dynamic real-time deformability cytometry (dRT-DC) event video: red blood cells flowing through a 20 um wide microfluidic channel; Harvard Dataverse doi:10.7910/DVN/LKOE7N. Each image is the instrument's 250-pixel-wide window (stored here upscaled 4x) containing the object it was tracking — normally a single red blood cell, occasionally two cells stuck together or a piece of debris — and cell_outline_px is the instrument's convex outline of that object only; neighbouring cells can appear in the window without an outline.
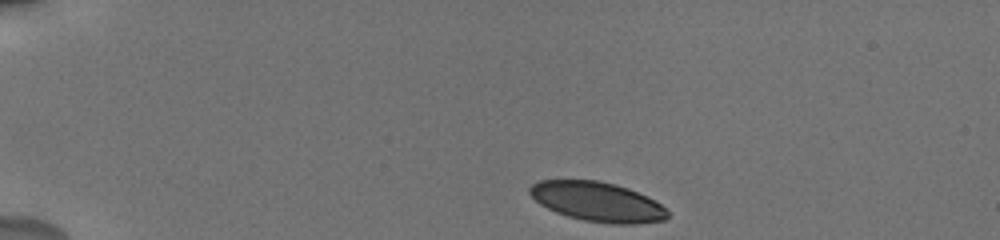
{"species": "human", "species_latin": "Homo sapiens", "temperature_condition": "cold", "stored_images_in_passage": 69, "camera_frame_rate_fps": 3000, "um_per_image_px": 0.085, "donor": {"sex": "male"}, "frame": {"image": 1, "passage_image": 1, "time_ms": 0.0, "image_size_px": [1000, 240], "cell_outline_px": [[668, 216], [664, 220], [636, 224], [612, 224], [584, 220], [568, 216], [556, 212], [540, 204], [528, 192], [528, 188], [532, 184], [540, 180], [600, 180], [616, 184], [628, 188], [660, 204], [668, 212]], "centroid_in_image_um": [50.75, 17.14], "position_along_channel_um": 34.3, "area_um2": 31.5}}
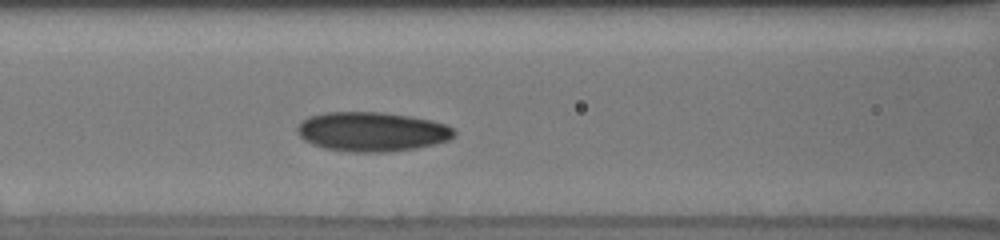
{"frame": {"image": 2, "passage_image": 22, "time_ms": 4.667, "image_size_px": [1000, 240], "cell_outline_px": [[456, 132], [448, 140], [436, 144], [416, 148], [388, 152], [352, 152], [324, 148], [312, 144], [304, 140], [296, 132], [296, 128], [308, 116], [324, 112], [380, 112], [408, 116], [432, 120], [444, 124], [452, 128]], "centroid_in_image_um": [31.59, 11.19], "position_along_channel_um": 135.0, "area_um2": 36.01}}
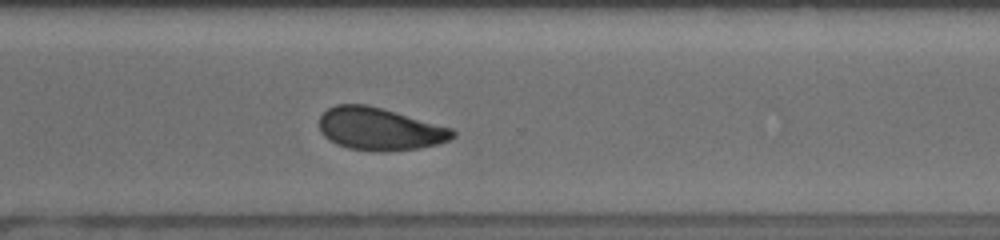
{"frame": {"image": 3, "passage_image": 44, "time_ms": 10.0, "image_size_px": [1000, 240], "cell_outline_px": [[456, 136], [448, 140], [436, 144], [420, 148], [384, 152], [380, 152], [348, 148], [336, 144], [328, 140], [320, 132], [320, 116], [328, 108], [336, 104], [368, 104], [452, 128], [456, 132]], "centroid_in_image_um": [32.25, 10.96], "position_along_channel_um": 338.3, "area_um2": 33.18}, "authors_computed_cell_mechanics": {"area_um2": 33.5818, "velocity_mm_per_s": 3.8193, "shape_relaxation_time_tau1_ms": 5.0946, "shape_relaxation_time_tau2_ms": 3.6851, "deformation_change_tau1": 0.1248, "deformation_change_tau2": 0.0915}}